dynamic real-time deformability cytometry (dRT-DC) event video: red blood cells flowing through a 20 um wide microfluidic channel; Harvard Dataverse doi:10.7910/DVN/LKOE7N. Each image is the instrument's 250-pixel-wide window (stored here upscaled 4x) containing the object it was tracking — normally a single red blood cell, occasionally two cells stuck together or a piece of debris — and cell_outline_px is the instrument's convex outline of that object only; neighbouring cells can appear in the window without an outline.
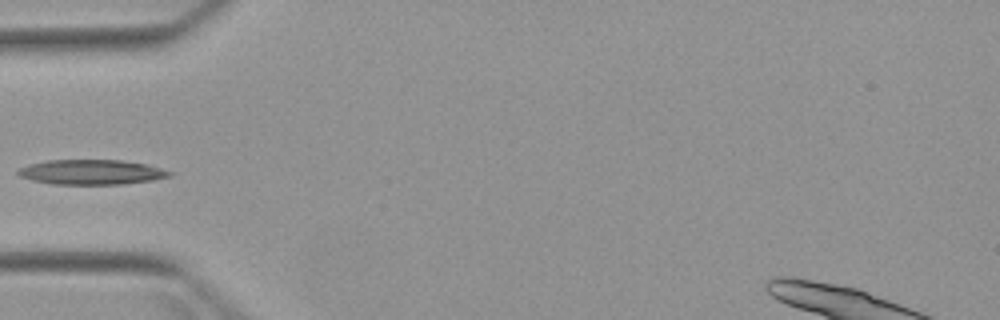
{"species": "Egyptian fruit bat (a non-hibernating species)", "species_latin": "Rousettus aegyptiacus", "temperature_condition": "warm", "stored_images_in_passage": 3, "camera_frame_rate_fps": 3000, "um_per_image_px": 0.085, "animal": {"sex": "female"}, "frame": {"image": 1, "passage_image": 3, "time_ms": 2.333, "image_size_px": [1000, 320], "cell_outline_px": [[172, 176], [152, 180], [124, 184], [52, 184], [32, 180], [20, 176], [16, 172], [20, 168], [28, 164], [48, 160], [120, 160], [148, 164], [172, 172]], "centroid_in_image_um": [7.78, 14.63], "position_along_channel_um": 77.2, "area_um2": 21.96}}